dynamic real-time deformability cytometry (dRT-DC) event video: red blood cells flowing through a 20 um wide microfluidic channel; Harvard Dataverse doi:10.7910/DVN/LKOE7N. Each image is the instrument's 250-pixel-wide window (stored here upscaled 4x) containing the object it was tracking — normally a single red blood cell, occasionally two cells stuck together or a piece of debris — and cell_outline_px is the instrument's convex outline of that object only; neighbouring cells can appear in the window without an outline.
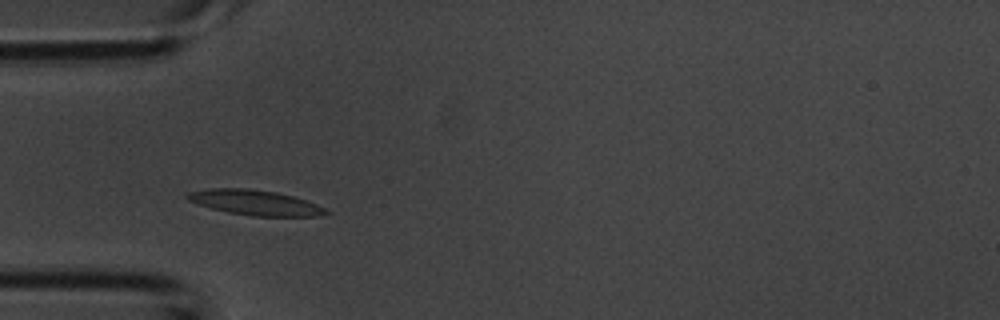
{"species": "common noctule bat (a hibernating species)", "species_latin": "Nyctalus noctula", "temperature_condition": "room temperature", "stored_images_in_passage": 32, "camera_frame_rate_fps": 3000, "um_per_image_px": 0.085, "animal": {"sex": "male", "body_mass_g": 20.1, "forearm_length_mm": 53.5}, "frame": {"image": 1, "passage_image": 2, "time_ms": 0.333, "image_size_px": [1000, 320], "cell_outline_px": [[332, 212], [320, 216], [252, 216], [228, 212], [212, 208], [188, 200], [184, 196], [188, 192], [208, 188], [248, 188], [276, 192], [292, 196], [316, 204]], "centroid_in_image_um": [21.68, 17.21], "position_along_channel_um": 63.3, "area_um2": 20.17}}
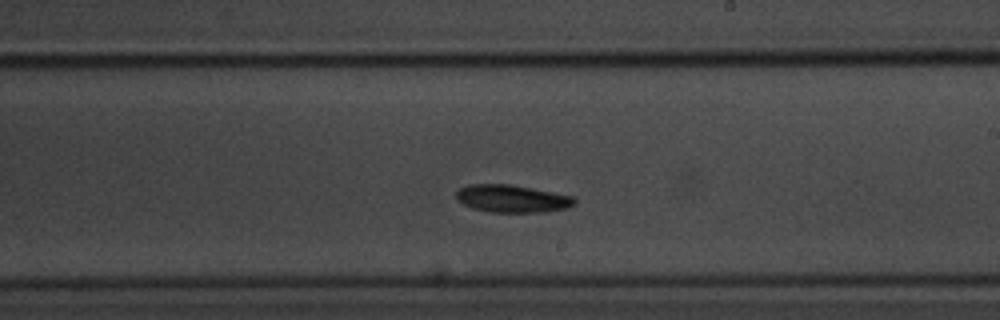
{"frame": {"image": 2, "passage_image": 14, "time_ms": 4.333, "image_size_px": [1000, 320], "cell_outline_px": [[576, 204], [568, 208], [548, 212], [488, 212], [472, 208], [456, 200], [456, 192], [460, 188], [468, 184], [508, 184], [552, 192], [572, 196], [576, 200]], "centroid_in_image_um": [43.52, 16.89], "position_along_channel_um": 245.5, "area_um2": 19.07}}
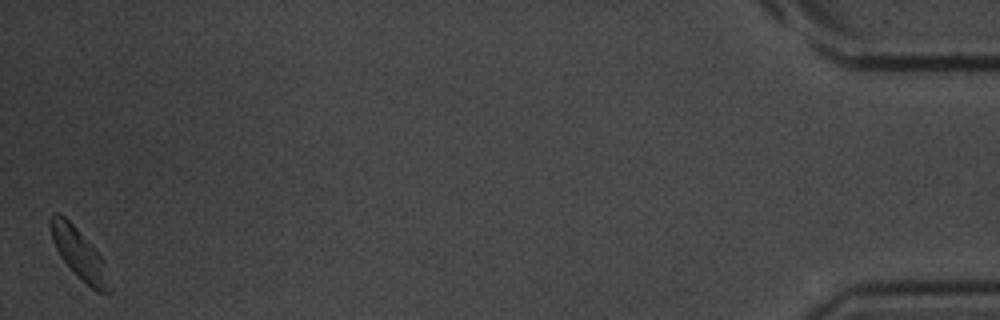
{"frame": {"image": 3, "passage_image": 32, "time_ms": 10.333, "image_size_px": [1000, 320], "cell_outline_px": [[108, 292], [96, 292], [60, 256], [52, 240], [48, 224], [48, 220], [52, 212], [60, 212], [76, 228], [104, 260]], "centroid_in_image_um": [6.62, 21.44], "position_along_channel_um": 428.6, "area_um2": 16.36}}